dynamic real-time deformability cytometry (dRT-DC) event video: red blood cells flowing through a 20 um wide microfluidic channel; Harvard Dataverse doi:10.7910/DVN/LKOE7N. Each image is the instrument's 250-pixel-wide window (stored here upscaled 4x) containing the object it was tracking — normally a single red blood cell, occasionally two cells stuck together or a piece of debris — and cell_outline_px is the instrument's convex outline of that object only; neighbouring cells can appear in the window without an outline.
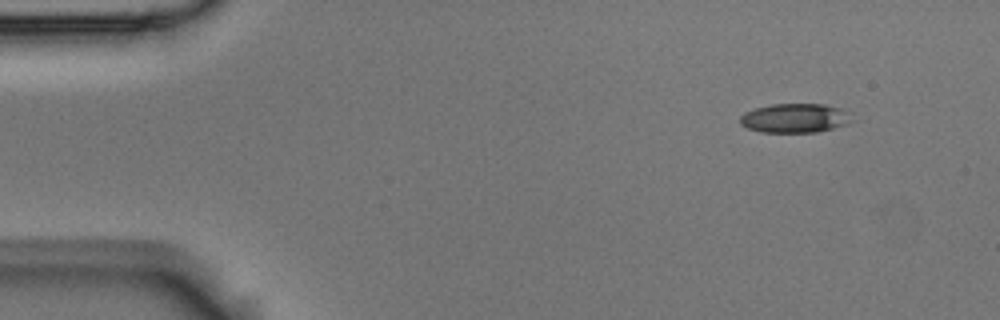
{"species": "Egyptian fruit bat (a non-hibernating species)", "species_latin": "Rousettus aegyptiacus", "temperature_condition": "room temperature", "stored_images_in_passage": 4, "camera_frame_rate_fps": 3000, "um_per_image_px": 0.085, "animal": {"sex": "male"}, "frame": {"image": 1, "passage_image": 1, "time_ms": 0.0, "image_size_px": [1000, 320], "cell_outline_px": [[844, 124], [832, 128], [816, 132], [760, 132], [748, 128], [740, 124], [740, 116], [744, 112], [756, 108], [772, 104], [824, 104], [840, 108]], "centroid_in_image_um": [67.36, 10.04], "position_along_channel_um": 17.6, "area_um2": 18.15}}
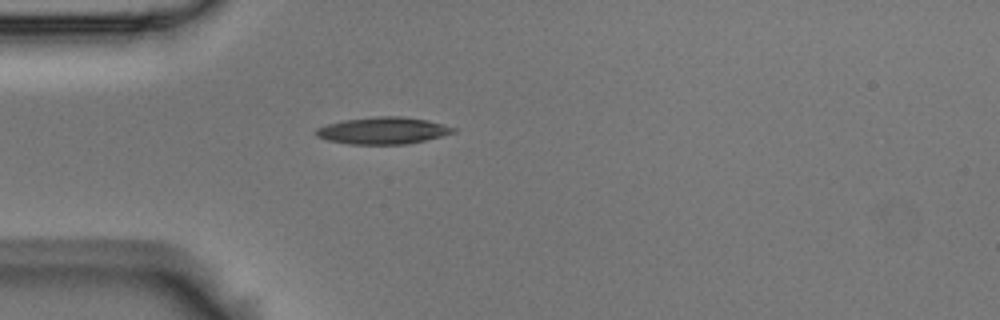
{"frame": {"image": 2, "passage_image": 4, "time_ms": 1.0, "image_size_px": [1000, 320], "cell_outline_px": [[456, 132], [424, 140], [404, 144], [348, 144], [328, 140], [316, 136], [316, 128], [328, 124], [344, 120], [376, 116], [400, 116], [428, 120], [456, 128]], "centroid_in_image_um": [32.54, 11.09], "position_along_channel_um": 52.5, "area_um2": 21.33}}